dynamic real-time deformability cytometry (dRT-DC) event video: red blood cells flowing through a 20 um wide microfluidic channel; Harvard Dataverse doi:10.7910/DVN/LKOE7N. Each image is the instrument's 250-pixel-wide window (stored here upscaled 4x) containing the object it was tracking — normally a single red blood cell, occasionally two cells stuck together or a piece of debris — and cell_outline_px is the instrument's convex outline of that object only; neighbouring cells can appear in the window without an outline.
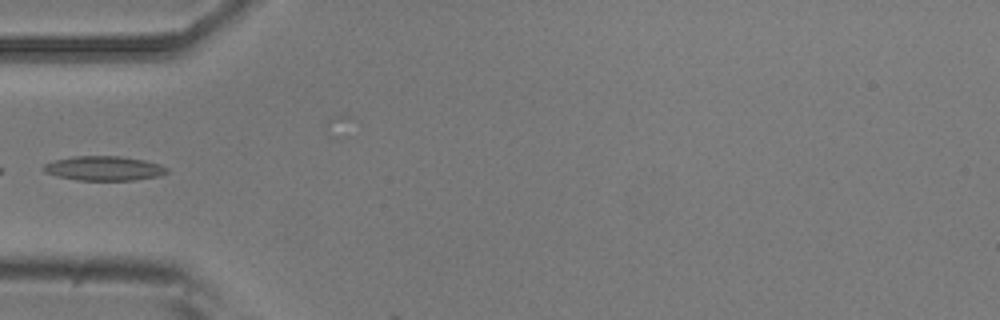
{"species": "common noctule bat (a hibernating species)", "species_latin": "Nyctalus noctula", "temperature_condition": "room temperature", "stored_images_in_passage": 5, "camera_frame_rate_fps": 3000, "um_per_image_px": 0.085, "animal": {"sex": "male", "body_mass_g": 20.5, "forearm_length_mm": 52.5}, "frame": {"image": 1, "passage_image": 4, "time_ms": 3.667, "image_size_px": [1000, 320], "cell_outline_px": [[168, 172], [160, 176], [136, 180], [76, 180], [56, 176], [44, 172], [40, 168], [44, 164], [52, 160], [72, 156], [120, 156], [144, 160], [160, 164], [168, 168]], "centroid_in_image_um": [8.8, 14.31], "position_along_channel_um": 76.2, "area_um2": 17.86}}
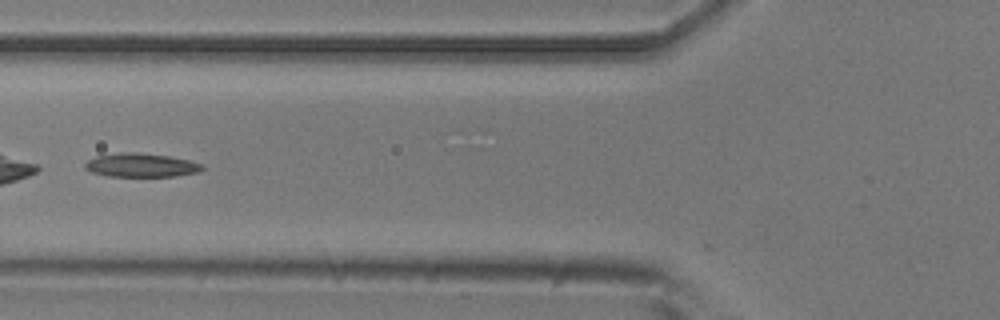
{"frame": {"image": 2, "passage_image": 5, "time_ms": 4.667, "image_size_px": [1000, 320], "cell_outline_px": [[204, 168], [200, 172], [176, 176], [108, 176], [92, 172], [84, 168], [84, 164], [88, 160], [96, 156], [120, 152], [136, 152], [168, 156], [188, 160], [204, 164]], "centroid_in_image_um": [12.01, 14.04], "position_along_channel_um": 113.8, "area_um2": 16.24}}